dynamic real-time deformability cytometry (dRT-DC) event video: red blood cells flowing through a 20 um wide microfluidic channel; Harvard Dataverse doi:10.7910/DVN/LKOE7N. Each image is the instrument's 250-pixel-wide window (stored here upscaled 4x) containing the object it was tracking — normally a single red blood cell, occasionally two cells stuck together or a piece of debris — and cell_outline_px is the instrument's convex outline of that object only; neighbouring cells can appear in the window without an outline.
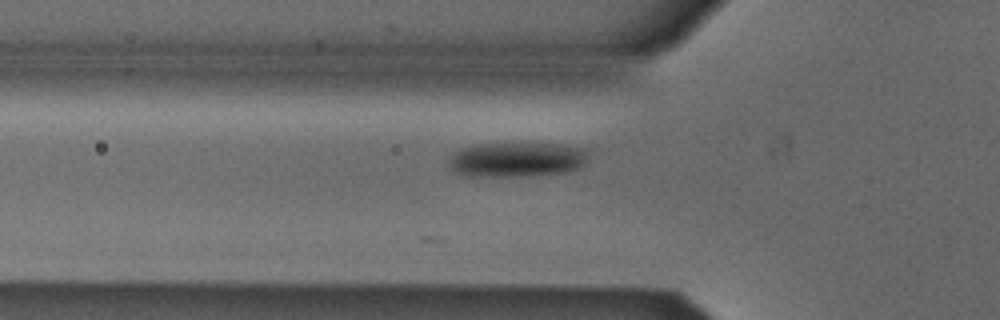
{"species": "Egyptian fruit bat (a non-hibernating species)", "species_latin": "Rousettus aegyptiacus", "temperature_condition": "cold", "stored_images_in_passage": 10, "camera_frame_rate_fps": 3000, "um_per_image_px": 0.085, "animal": {"sex": "male"}, "frame": {"image": 1, "passage_image": 3, "time_ms": 0.667, "image_size_px": [1000, 320], "cell_outline_px": [[588, 160], [580, 168], [568, 172], [528, 176], [468, 176], [452, 172], [448, 164], [448, 160], [460, 148], [472, 144], [508, 140], [524, 140], [568, 144], [588, 148]], "centroid_in_image_um": [43.98, 13.49], "position_along_channel_um": 81.8, "area_um2": 30.4}}
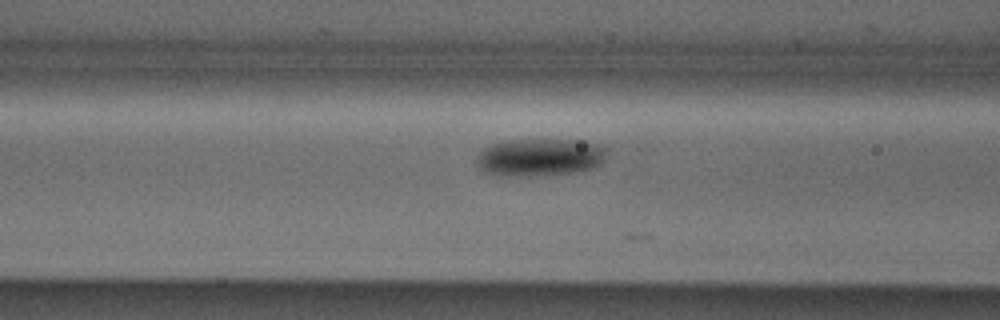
{"frame": {"image": 2, "passage_image": 6, "time_ms": 1.667, "image_size_px": [1000, 320], "cell_outline_px": [[608, 148], [604, 160], [596, 168], [580, 172], [552, 176], [496, 176], [484, 172], [476, 164], [476, 156], [484, 148], [500, 140], [584, 140], [600, 144]], "centroid_in_image_um": [45.92, 13.39], "position_along_channel_um": 120.7, "area_um2": 29.54}}
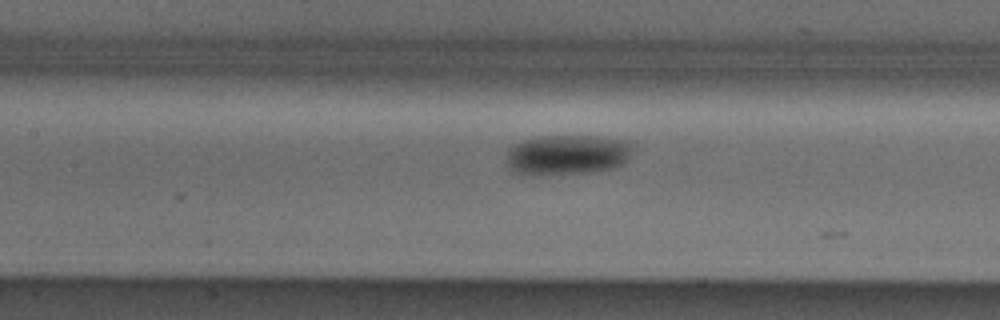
{"frame": {"image": 3, "passage_image": 9, "time_ms": 2.667, "image_size_px": [1000, 320], "cell_outline_px": [[632, 144], [628, 160], [624, 164], [616, 168], [588, 172], [516, 172], [508, 164], [508, 152], [516, 144], [524, 140], [540, 136], [596, 136], [632, 140]], "centroid_in_image_um": [48.37, 13.1], "position_along_channel_um": 159.0, "area_um2": 28.61}}